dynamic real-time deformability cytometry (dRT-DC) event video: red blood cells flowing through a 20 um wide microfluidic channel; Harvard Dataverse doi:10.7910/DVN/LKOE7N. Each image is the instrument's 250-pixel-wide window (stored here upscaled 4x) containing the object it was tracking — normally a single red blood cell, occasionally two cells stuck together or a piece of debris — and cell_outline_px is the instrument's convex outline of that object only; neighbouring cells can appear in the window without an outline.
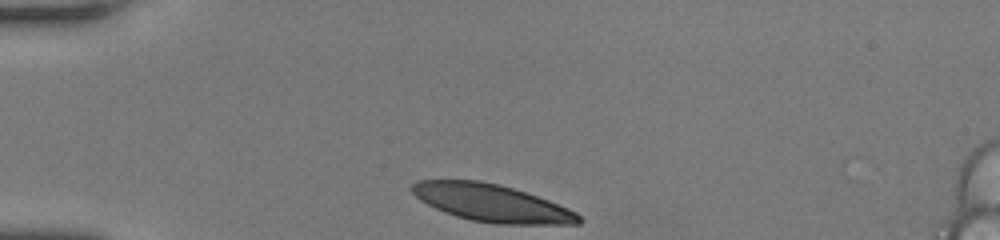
{"species": "human", "species_latin": "Homo sapiens", "temperature_condition": "room temperature", "stored_images_in_passage": 30, "camera_frame_rate_fps": 3000, "um_per_image_px": 0.085, "donor": {"sex": "female"}, "frame": {"image": 1, "passage_image": 1, "time_ms": 0.0, "image_size_px": [1000, 240], "cell_outline_px": [[584, 220], [580, 224], [496, 224], [472, 220], [456, 216], [444, 212], [420, 200], [408, 188], [416, 180], [480, 180], [500, 184], [548, 200], [568, 208], [576, 212]], "centroid_in_image_um": [41.78, 17.25], "position_along_channel_um": 43.2, "area_um2": 36.3}}
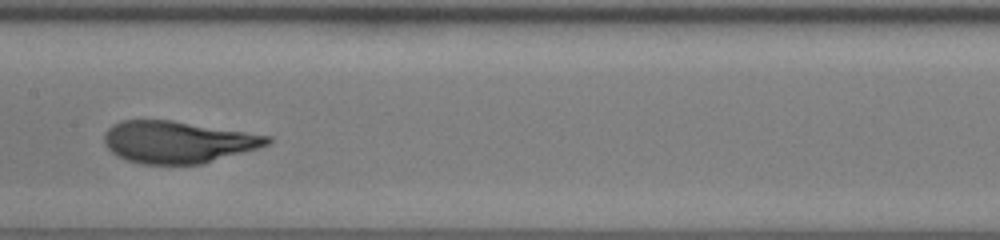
{"frame": {"image": 2, "passage_image": 15, "time_ms": 4.667, "image_size_px": [1000, 240], "cell_outline_px": [[272, 140], [268, 144], [260, 148], [200, 164], [140, 164], [124, 160], [116, 156], [108, 148], [104, 140], [104, 132], [112, 124], [120, 120], [172, 120], [272, 136]], "centroid_in_image_um": [15.09, 12.07], "position_along_channel_um": 192.3, "area_um2": 40.06}}
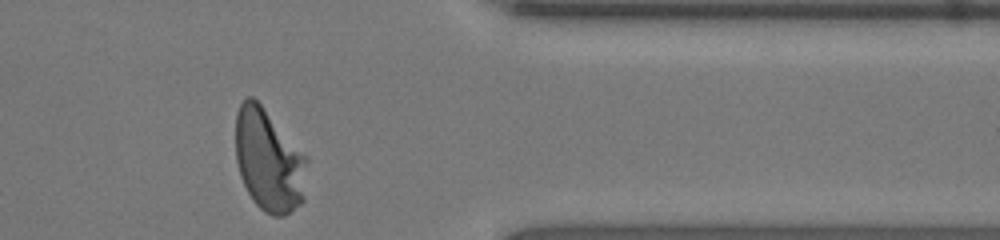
{"frame": {"image": 3, "passage_image": 30, "time_ms": 9.667, "image_size_px": [1000, 240], "cell_outline_px": [[308, 160], [304, 200], [300, 204], [284, 216], [272, 216], [264, 212], [252, 200], [240, 176], [236, 160], [236, 112], [240, 104], [248, 96], [252, 96], [260, 104], [308, 156]], "centroid_in_image_um": [22.86, 13.65], "position_along_channel_um": 388.5, "area_um2": 42.89}, "authors_computed_cell_mechanics": {"area_um2": 40.1999, "velocity_mm_per_s": 4.1907, "shape_relaxation_time_tau1_ms": 3.4962, "shape_relaxation_time_tau2_ms": null, "deformation_change_tau1": 0.2002, "deformation_change_tau2": null}}